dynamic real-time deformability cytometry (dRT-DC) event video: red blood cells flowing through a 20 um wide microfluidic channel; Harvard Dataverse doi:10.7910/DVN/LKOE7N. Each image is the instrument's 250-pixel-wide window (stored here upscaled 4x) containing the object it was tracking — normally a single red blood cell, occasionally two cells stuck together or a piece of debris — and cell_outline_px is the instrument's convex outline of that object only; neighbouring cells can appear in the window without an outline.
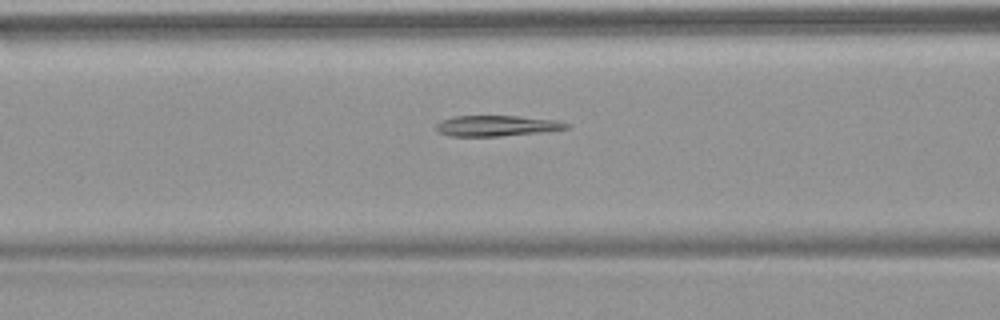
{"species": "common noctule bat (a hibernating species)", "species_latin": "Nyctalus noctula", "temperature_condition": "warm", "stored_images_in_passage": 53, "camera_frame_rate_fps": 3000, "um_per_image_px": 0.085, "animal": {"sex": "female", "body_mass_g": 18.4}, "frame": {"image": 1, "passage_image": 22, "time_ms": 7.0, "image_size_px": [1000, 320], "cell_outline_px": [[568, 128], [548, 132], [500, 136], [448, 136], [440, 132], [436, 128], [436, 124], [440, 120], [452, 116], [520, 116], [556, 120], [568, 124]], "centroid_in_image_um": [42.22, 10.69], "position_along_channel_um": 124.4, "area_um2": 15.84}}
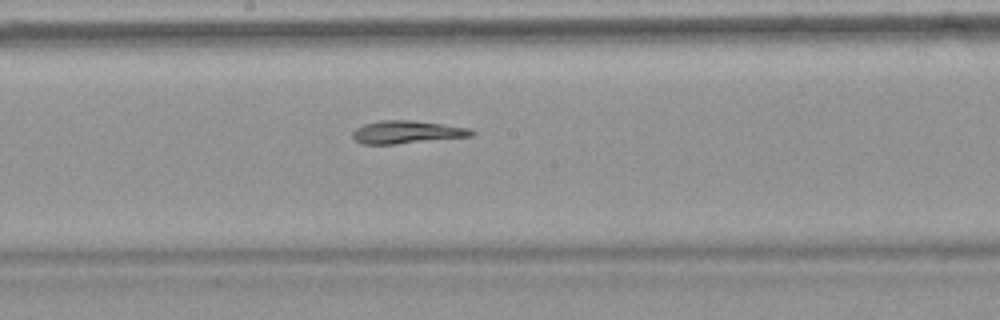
{"frame": {"image": 2, "passage_image": 29, "time_ms": 9.333, "image_size_px": [1000, 320], "cell_outline_px": [[476, 132], [472, 136], [396, 144], [360, 144], [352, 140], [352, 132], [356, 128], [364, 124], [380, 120], [412, 120], [472, 128]], "centroid_in_image_um": [34.56, 11.23], "position_along_channel_um": 213.6, "area_um2": 16.01}}
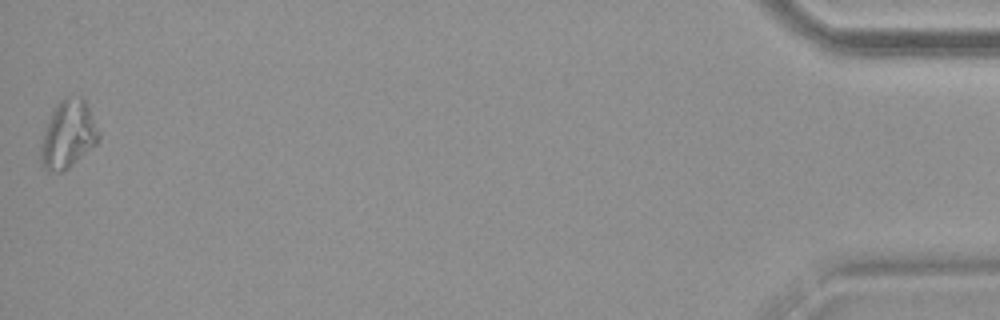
{"frame": {"image": 3, "passage_image": 53, "time_ms": 17.333, "image_size_px": [1000, 320], "cell_outline_px": [[100, 136], [96, 144], [64, 172], [52, 172], [44, 168], [40, 160], [40, 144], [52, 108], [60, 100], [68, 96], [80, 96], [84, 100], [100, 132]], "centroid_in_image_um": [5.77, 11.43], "position_along_channel_um": 429.4, "area_um2": 22.89}}